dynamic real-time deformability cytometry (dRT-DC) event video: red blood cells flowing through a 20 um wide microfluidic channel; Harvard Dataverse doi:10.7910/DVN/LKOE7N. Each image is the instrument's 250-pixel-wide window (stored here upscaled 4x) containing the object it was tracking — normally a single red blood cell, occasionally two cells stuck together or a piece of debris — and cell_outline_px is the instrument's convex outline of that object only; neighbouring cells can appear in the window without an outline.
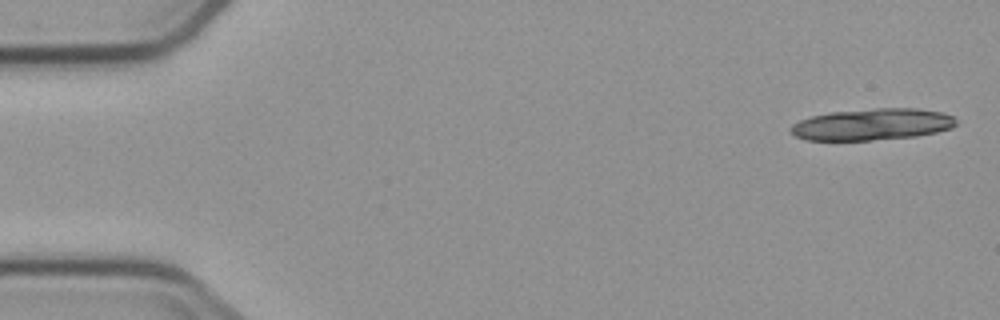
{"species": "common noctule bat (a hibernating species)", "species_latin": "Nyctalus noctula", "temperature_condition": "cold", "stored_images_in_passage": 4, "segment_of_instrument_passage": [2, 2], "camera_frame_rate_fps": 3000, "um_per_image_px": 0.085, "animal": {"sex": "male", "body_mass_g": 23.1, "forearm_length_mm": 52.7}, "frame": {"image": 1, "passage_image": 4, "time_ms": 4.333, "image_size_px": [1000, 320], "cell_outline_px": [[956, 124], [952, 128], [936, 132], [916, 136], [868, 140], [804, 140], [796, 136], [792, 132], [792, 124], [800, 120], [812, 116], [832, 112], [876, 108], [916, 108], [940, 112], [956, 116]], "centroid_in_image_um": [74.17, 10.57], "position_along_channel_um": 10.8, "area_um2": 30.29}}